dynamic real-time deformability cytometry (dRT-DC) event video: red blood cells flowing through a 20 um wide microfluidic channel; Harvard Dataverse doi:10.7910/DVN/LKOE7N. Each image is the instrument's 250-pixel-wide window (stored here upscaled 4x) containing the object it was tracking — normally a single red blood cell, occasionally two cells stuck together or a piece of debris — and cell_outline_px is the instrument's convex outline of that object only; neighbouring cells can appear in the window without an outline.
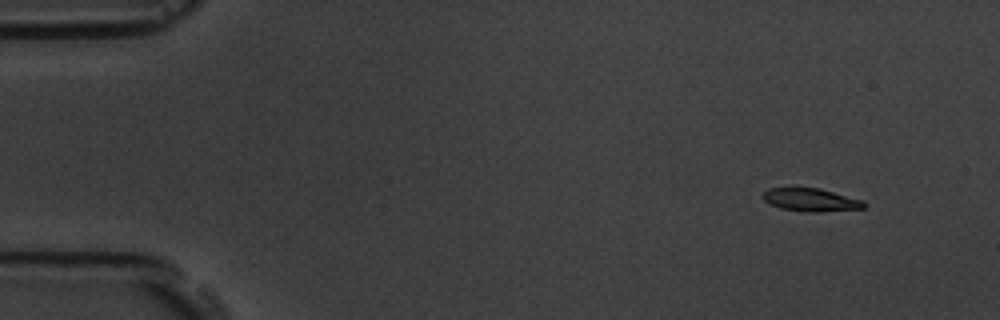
{"species": "common noctule bat (a hibernating species)", "species_latin": "Nyctalus noctula", "temperature_condition": "room temperature", "stored_images_in_passage": 5, "camera_frame_rate_fps": 3000, "um_per_image_px": 0.085, "animal": {"sex": "male", "body_mass_g": 19.5, "forearm_length_mm": 54.6}, "frame": {"image": 1, "passage_image": 1, "time_ms": 0.0, "image_size_px": [1000, 320], "cell_outline_px": [[868, 204], [864, 208], [820, 212], [808, 212], [780, 208], [764, 200], [760, 192], [768, 188], [820, 188], [864, 200]], "centroid_in_image_um": [68.94, 16.98], "position_along_channel_um": 16.1, "area_um2": 13.7}}
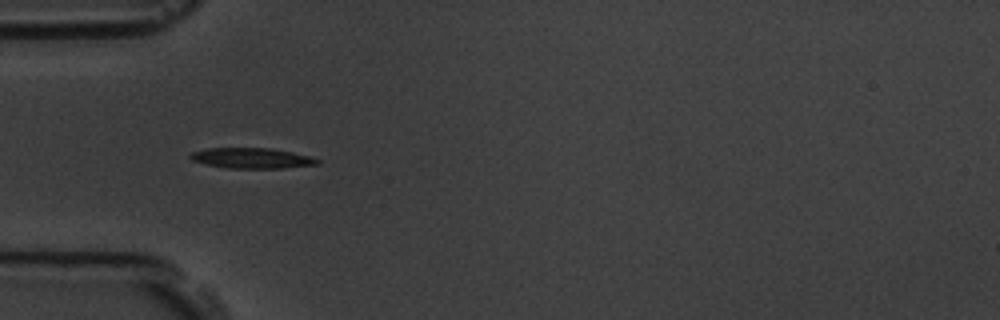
{"frame": {"image": 2, "passage_image": 4, "time_ms": 4.333, "image_size_px": [1000, 320], "cell_outline_px": [[320, 164], [284, 168], [228, 168], [208, 164], [192, 160], [188, 156], [192, 152], [204, 148], [272, 148], [312, 156], [320, 160]], "centroid_in_image_um": [21.44, 13.43], "position_along_channel_um": 63.6, "area_um2": 15.2}}
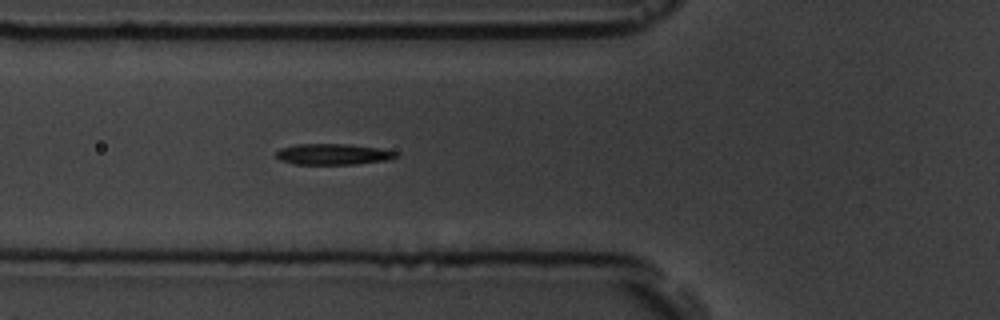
{"frame": {"image": 3, "passage_image": 5, "time_ms": 5.333, "image_size_px": [1000, 320], "cell_outline_px": [[400, 156], [388, 160], [356, 164], [296, 164], [280, 160], [276, 156], [276, 152], [280, 148], [296, 144], [348, 144], [380, 148], [400, 152]], "centroid_in_image_um": [28.37, 13.1], "position_along_channel_um": 97.4, "area_um2": 14.8}}